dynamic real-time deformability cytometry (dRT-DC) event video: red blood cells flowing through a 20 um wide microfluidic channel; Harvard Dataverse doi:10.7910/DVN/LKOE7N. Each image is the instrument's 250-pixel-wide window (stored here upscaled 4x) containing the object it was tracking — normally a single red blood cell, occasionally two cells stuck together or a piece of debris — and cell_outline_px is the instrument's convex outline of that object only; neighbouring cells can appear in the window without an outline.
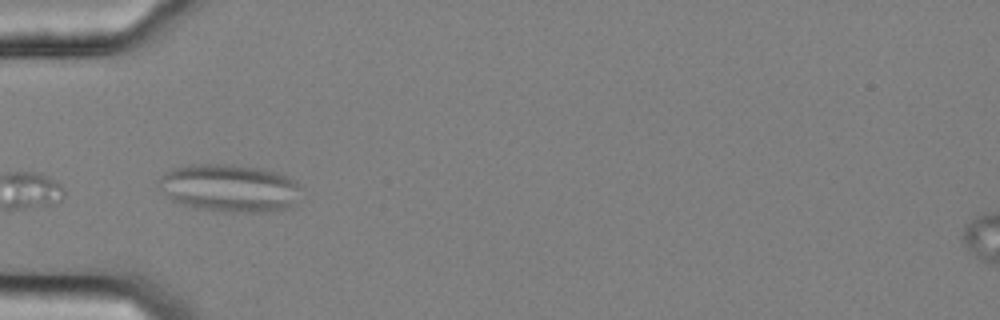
{"species": "common noctule bat (a hibernating species)", "species_latin": "Nyctalus noctula", "temperature_condition": "cold", "stored_images_in_passage": 38, "camera_frame_rate_fps": 3000, "um_per_image_px": 0.085, "animal": {"sex": "female", "body_mass_g": 25.1}, "frame": {"image": 1, "passage_image": 1, "time_ms": 0.0, "image_size_px": [1000, 320], "cell_outline_px": [[304, 188], [292, 204], [284, 208], [272, 212], [220, 212], [196, 208], [180, 204], [172, 200], [156, 184], [156, 180], [164, 172], [172, 168], [184, 164], [224, 164], [256, 168], [276, 172], [288, 176], [296, 180]], "centroid_in_image_um": [19.47, 15.98], "position_along_channel_um": 65.5, "area_um2": 40.11}}